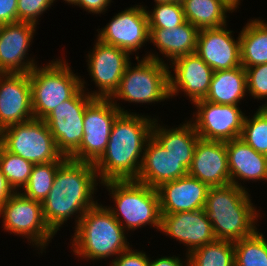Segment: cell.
Listing matches in <instances>:
<instances>
[{
  "label": "cell",
  "instance_id": "e575fe53",
  "mask_svg": "<svg viewBox=\"0 0 267 266\" xmlns=\"http://www.w3.org/2000/svg\"><path fill=\"white\" fill-rule=\"evenodd\" d=\"M247 81V95L250 99L259 101L260 106L267 108V63L245 68ZM264 99V100H263Z\"/></svg>",
  "mask_w": 267,
  "mask_h": 266
},
{
  "label": "cell",
  "instance_id": "74e56055",
  "mask_svg": "<svg viewBox=\"0 0 267 266\" xmlns=\"http://www.w3.org/2000/svg\"><path fill=\"white\" fill-rule=\"evenodd\" d=\"M114 2L113 0H77L74 7H78L83 11L88 12V14L92 15H101L108 13V8L111 5V3Z\"/></svg>",
  "mask_w": 267,
  "mask_h": 266
},
{
  "label": "cell",
  "instance_id": "603a6c76",
  "mask_svg": "<svg viewBox=\"0 0 267 266\" xmlns=\"http://www.w3.org/2000/svg\"><path fill=\"white\" fill-rule=\"evenodd\" d=\"M188 175V169L180 160L167 152L151 136L145 146L139 173L135 181L154 189L165 182H170Z\"/></svg>",
  "mask_w": 267,
  "mask_h": 266
},
{
  "label": "cell",
  "instance_id": "3957f363",
  "mask_svg": "<svg viewBox=\"0 0 267 266\" xmlns=\"http://www.w3.org/2000/svg\"><path fill=\"white\" fill-rule=\"evenodd\" d=\"M249 192L234 184L210 187L204 211L217 240L235 242L258 229L263 210Z\"/></svg>",
  "mask_w": 267,
  "mask_h": 266
},
{
  "label": "cell",
  "instance_id": "f546056e",
  "mask_svg": "<svg viewBox=\"0 0 267 266\" xmlns=\"http://www.w3.org/2000/svg\"><path fill=\"white\" fill-rule=\"evenodd\" d=\"M260 231L234 242L235 266H267V237Z\"/></svg>",
  "mask_w": 267,
  "mask_h": 266
},
{
  "label": "cell",
  "instance_id": "52a82bcc",
  "mask_svg": "<svg viewBox=\"0 0 267 266\" xmlns=\"http://www.w3.org/2000/svg\"><path fill=\"white\" fill-rule=\"evenodd\" d=\"M134 60H137V63L134 64L131 61L126 66L119 88L110 98L122 113L139 112L125 110V107L119 102L120 100L124 103L144 104V106L170 100L168 64L142 57Z\"/></svg>",
  "mask_w": 267,
  "mask_h": 266
},
{
  "label": "cell",
  "instance_id": "d6986e66",
  "mask_svg": "<svg viewBox=\"0 0 267 266\" xmlns=\"http://www.w3.org/2000/svg\"><path fill=\"white\" fill-rule=\"evenodd\" d=\"M33 118L29 73L0 74V131Z\"/></svg>",
  "mask_w": 267,
  "mask_h": 266
},
{
  "label": "cell",
  "instance_id": "e0dca14e",
  "mask_svg": "<svg viewBox=\"0 0 267 266\" xmlns=\"http://www.w3.org/2000/svg\"><path fill=\"white\" fill-rule=\"evenodd\" d=\"M160 233L171 240L182 243L186 254L216 241L212 224L208 221L204 209L161 214ZM173 238V239H172Z\"/></svg>",
  "mask_w": 267,
  "mask_h": 266
},
{
  "label": "cell",
  "instance_id": "5b68a950",
  "mask_svg": "<svg viewBox=\"0 0 267 266\" xmlns=\"http://www.w3.org/2000/svg\"><path fill=\"white\" fill-rule=\"evenodd\" d=\"M102 188L114 203L106 208L127 233L145 226L160 231L162 215L156 189L135 180L106 181L101 183Z\"/></svg>",
  "mask_w": 267,
  "mask_h": 266
},
{
  "label": "cell",
  "instance_id": "ba28073f",
  "mask_svg": "<svg viewBox=\"0 0 267 266\" xmlns=\"http://www.w3.org/2000/svg\"><path fill=\"white\" fill-rule=\"evenodd\" d=\"M2 230L25 239L28 245L36 250V254L46 253V248L56 236L47 226L42 203L15 192L8 201L0 207Z\"/></svg>",
  "mask_w": 267,
  "mask_h": 266
},
{
  "label": "cell",
  "instance_id": "60d3db41",
  "mask_svg": "<svg viewBox=\"0 0 267 266\" xmlns=\"http://www.w3.org/2000/svg\"><path fill=\"white\" fill-rule=\"evenodd\" d=\"M15 193L0 168V207Z\"/></svg>",
  "mask_w": 267,
  "mask_h": 266
},
{
  "label": "cell",
  "instance_id": "7a4b0ae2",
  "mask_svg": "<svg viewBox=\"0 0 267 266\" xmlns=\"http://www.w3.org/2000/svg\"><path fill=\"white\" fill-rule=\"evenodd\" d=\"M121 113L113 123L105 153L94 164L101 183L135 180L155 118L150 113Z\"/></svg>",
  "mask_w": 267,
  "mask_h": 266
},
{
  "label": "cell",
  "instance_id": "277c9868",
  "mask_svg": "<svg viewBox=\"0 0 267 266\" xmlns=\"http://www.w3.org/2000/svg\"><path fill=\"white\" fill-rule=\"evenodd\" d=\"M128 233L105 204L99 203L81 217L70 236L72 255L86 262L114 260L131 245ZM72 240V241H71ZM113 257V258H112Z\"/></svg>",
  "mask_w": 267,
  "mask_h": 266
},
{
  "label": "cell",
  "instance_id": "8fae6325",
  "mask_svg": "<svg viewBox=\"0 0 267 266\" xmlns=\"http://www.w3.org/2000/svg\"><path fill=\"white\" fill-rule=\"evenodd\" d=\"M122 112L110 98H94L84 112V135L69 159L95 164L105 153L114 121Z\"/></svg>",
  "mask_w": 267,
  "mask_h": 266
},
{
  "label": "cell",
  "instance_id": "cb8c5ba5",
  "mask_svg": "<svg viewBox=\"0 0 267 266\" xmlns=\"http://www.w3.org/2000/svg\"><path fill=\"white\" fill-rule=\"evenodd\" d=\"M226 150L231 184L250 191L244 183L267 181V155L258 153L241 138L227 141Z\"/></svg>",
  "mask_w": 267,
  "mask_h": 266
},
{
  "label": "cell",
  "instance_id": "ee69618b",
  "mask_svg": "<svg viewBox=\"0 0 267 266\" xmlns=\"http://www.w3.org/2000/svg\"><path fill=\"white\" fill-rule=\"evenodd\" d=\"M174 1H181V0H154V4L155 3L174 2Z\"/></svg>",
  "mask_w": 267,
  "mask_h": 266
},
{
  "label": "cell",
  "instance_id": "4fadbf2b",
  "mask_svg": "<svg viewBox=\"0 0 267 266\" xmlns=\"http://www.w3.org/2000/svg\"><path fill=\"white\" fill-rule=\"evenodd\" d=\"M118 12L105 26L96 30L98 34L95 36L103 43L121 48L132 57L135 54L133 58H141L139 51L147 46V42L150 44L146 10L140 3Z\"/></svg>",
  "mask_w": 267,
  "mask_h": 266
},
{
  "label": "cell",
  "instance_id": "2e32d148",
  "mask_svg": "<svg viewBox=\"0 0 267 266\" xmlns=\"http://www.w3.org/2000/svg\"><path fill=\"white\" fill-rule=\"evenodd\" d=\"M168 69L171 101L179 94H184L191 104L206 97L214 70L197 53L177 57L168 64Z\"/></svg>",
  "mask_w": 267,
  "mask_h": 266
},
{
  "label": "cell",
  "instance_id": "5bb4252c",
  "mask_svg": "<svg viewBox=\"0 0 267 266\" xmlns=\"http://www.w3.org/2000/svg\"><path fill=\"white\" fill-rule=\"evenodd\" d=\"M195 109L189 120L200 138L227 142L240 138L246 110L239 105H223L200 99L192 104Z\"/></svg>",
  "mask_w": 267,
  "mask_h": 266
},
{
  "label": "cell",
  "instance_id": "ac0fdd59",
  "mask_svg": "<svg viewBox=\"0 0 267 266\" xmlns=\"http://www.w3.org/2000/svg\"><path fill=\"white\" fill-rule=\"evenodd\" d=\"M228 23L218 28L201 29L197 35L196 52L214 72L241 66L240 37L228 29Z\"/></svg>",
  "mask_w": 267,
  "mask_h": 266
},
{
  "label": "cell",
  "instance_id": "9c48e42d",
  "mask_svg": "<svg viewBox=\"0 0 267 266\" xmlns=\"http://www.w3.org/2000/svg\"><path fill=\"white\" fill-rule=\"evenodd\" d=\"M1 146L33 164L65 161L49 127L42 119L14 124L1 130Z\"/></svg>",
  "mask_w": 267,
  "mask_h": 266
},
{
  "label": "cell",
  "instance_id": "b9f144b4",
  "mask_svg": "<svg viewBox=\"0 0 267 266\" xmlns=\"http://www.w3.org/2000/svg\"><path fill=\"white\" fill-rule=\"evenodd\" d=\"M230 7H232L236 13V11L240 8L239 6H241L240 3H242V0H224Z\"/></svg>",
  "mask_w": 267,
  "mask_h": 266
},
{
  "label": "cell",
  "instance_id": "ab89813d",
  "mask_svg": "<svg viewBox=\"0 0 267 266\" xmlns=\"http://www.w3.org/2000/svg\"><path fill=\"white\" fill-rule=\"evenodd\" d=\"M185 254V258H184ZM183 258V259H182ZM183 260V261H182ZM149 266H189V258L188 254L183 253V257H180L177 255H171V256H163L160 257H150V263Z\"/></svg>",
  "mask_w": 267,
  "mask_h": 266
},
{
  "label": "cell",
  "instance_id": "7bdbcfd3",
  "mask_svg": "<svg viewBox=\"0 0 267 266\" xmlns=\"http://www.w3.org/2000/svg\"><path fill=\"white\" fill-rule=\"evenodd\" d=\"M57 2V0H54V3ZM62 2L67 3V5L74 6L77 2V0H62Z\"/></svg>",
  "mask_w": 267,
  "mask_h": 266
},
{
  "label": "cell",
  "instance_id": "6da1fadb",
  "mask_svg": "<svg viewBox=\"0 0 267 266\" xmlns=\"http://www.w3.org/2000/svg\"><path fill=\"white\" fill-rule=\"evenodd\" d=\"M98 187L101 182L94 164L67 158L58 167L53 186L42 202L43 217L50 230L56 235L72 219L75 228L86 211L99 203L95 195Z\"/></svg>",
  "mask_w": 267,
  "mask_h": 266
},
{
  "label": "cell",
  "instance_id": "1f68e13d",
  "mask_svg": "<svg viewBox=\"0 0 267 266\" xmlns=\"http://www.w3.org/2000/svg\"><path fill=\"white\" fill-rule=\"evenodd\" d=\"M252 113L245 116L240 138L258 153L267 155V108L256 107Z\"/></svg>",
  "mask_w": 267,
  "mask_h": 266
},
{
  "label": "cell",
  "instance_id": "83f0119b",
  "mask_svg": "<svg viewBox=\"0 0 267 266\" xmlns=\"http://www.w3.org/2000/svg\"><path fill=\"white\" fill-rule=\"evenodd\" d=\"M181 3L186 21L198 30L226 25L228 15L235 11L224 0H181Z\"/></svg>",
  "mask_w": 267,
  "mask_h": 266
},
{
  "label": "cell",
  "instance_id": "8d00e7d4",
  "mask_svg": "<svg viewBox=\"0 0 267 266\" xmlns=\"http://www.w3.org/2000/svg\"><path fill=\"white\" fill-rule=\"evenodd\" d=\"M132 246L106 264L109 266H149L150 256L143 250L135 249Z\"/></svg>",
  "mask_w": 267,
  "mask_h": 266
},
{
  "label": "cell",
  "instance_id": "9a60e30c",
  "mask_svg": "<svg viewBox=\"0 0 267 266\" xmlns=\"http://www.w3.org/2000/svg\"><path fill=\"white\" fill-rule=\"evenodd\" d=\"M37 27L28 22L0 25V74H27L39 64L28 53Z\"/></svg>",
  "mask_w": 267,
  "mask_h": 266
},
{
  "label": "cell",
  "instance_id": "7c38bea8",
  "mask_svg": "<svg viewBox=\"0 0 267 266\" xmlns=\"http://www.w3.org/2000/svg\"><path fill=\"white\" fill-rule=\"evenodd\" d=\"M93 99L81 88L71 99L60 103L43 119L58 151L67 158L79 148L83 140L84 112Z\"/></svg>",
  "mask_w": 267,
  "mask_h": 266
},
{
  "label": "cell",
  "instance_id": "7402d4cb",
  "mask_svg": "<svg viewBox=\"0 0 267 266\" xmlns=\"http://www.w3.org/2000/svg\"><path fill=\"white\" fill-rule=\"evenodd\" d=\"M149 30V43H152V48L158 52L150 48L144 56L142 55V58H150L169 64L177 57L196 52L199 30L188 21L173 29L149 28Z\"/></svg>",
  "mask_w": 267,
  "mask_h": 266
},
{
  "label": "cell",
  "instance_id": "484cf974",
  "mask_svg": "<svg viewBox=\"0 0 267 266\" xmlns=\"http://www.w3.org/2000/svg\"><path fill=\"white\" fill-rule=\"evenodd\" d=\"M246 70L239 66L230 70H219L213 73L209 91L205 100L223 105H241L246 101Z\"/></svg>",
  "mask_w": 267,
  "mask_h": 266
},
{
  "label": "cell",
  "instance_id": "30bf717a",
  "mask_svg": "<svg viewBox=\"0 0 267 266\" xmlns=\"http://www.w3.org/2000/svg\"><path fill=\"white\" fill-rule=\"evenodd\" d=\"M93 48L86 54L87 72L96 90H88L89 84L81 77L82 89L94 98H111L120 85L126 66L133 61L131 55L96 38ZM131 59V60H130Z\"/></svg>",
  "mask_w": 267,
  "mask_h": 266
},
{
  "label": "cell",
  "instance_id": "d4e9b609",
  "mask_svg": "<svg viewBox=\"0 0 267 266\" xmlns=\"http://www.w3.org/2000/svg\"><path fill=\"white\" fill-rule=\"evenodd\" d=\"M161 118H155L152 127V136L167 150L168 153L180 160L188 170L191 166L194 149L200 138L193 123L188 119L178 127L163 124Z\"/></svg>",
  "mask_w": 267,
  "mask_h": 266
},
{
  "label": "cell",
  "instance_id": "ffe728a7",
  "mask_svg": "<svg viewBox=\"0 0 267 266\" xmlns=\"http://www.w3.org/2000/svg\"><path fill=\"white\" fill-rule=\"evenodd\" d=\"M188 175L210 187L231 184L226 142L199 138Z\"/></svg>",
  "mask_w": 267,
  "mask_h": 266
},
{
  "label": "cell",
  "instance_id": "d6a6232c",
  "mask_svg": "<svg viewBox=\"0 0 267 266\" xmlns=\"http://www.w3.org/2000/svg\"><path fill=\"white\" fill-rule=\"evenodd\" d=\"M34 164L21 156L14 155L0 145V168L15 192L27 184Z\"/></svg>",
  "mask_w": 267,
  "mask_h": 266
},
{
  "label": "cell",
  "instance_id": "44dd1931",
  "mask_svg": "<svg viewBox=\"0 0 267 266\" xmlns=\"http://www.w3.org/2000/svg\"><path fill=\"white\" fill-rule=\"evenodd\" d=\"M210 186L186 175L156 188L161 214L189 212L205 208Z\"/></svg>",
  "mask_w": 267,
  "mask_h": 266
},
{
  "label": "cell",
  "instance_id": "4316f807",
  "mask_svg": "<svg viewBox=\"0 0 267 266\" xmlns=\"http://www.w3.org/2000/svg\"><path fill=\"white\" fill-rule=\"evenodd\" d=\"M261 18V19H260ZM262 17L251 18L239 31L241 66L267 63V22Z\"/></svg>",
  "mask_w": 267,
  "mask_h": 266
},
{
  "label": "cell",
  "instance_id": "8992f818",
  "mask_svg": "<svg viewBox=\"0 0 267 266\" xmlns=\"http://www.w3.org/2000/svg\"><path fill=\"white\" fill-rule=\"evenodd\" d=\"M64 54L46 64H38L29 72L35 119L43 120L56 106L71 99L82 88L81 76L72 69Z\"/></svg>",
  "mask_w": 267,
  "mask_h": 266
},
{
  "label": "cell",
  "instance_id": "f35d334b",
  "mask_svg": "<svg viewBox=\"0 0 267 266\" xmlns=\"http://www.w3.org/2000/svg\"><path fill=\"white\" fill-rule=\"evenodd\" d=\"M18 0H0V25L17 22Z\"/></svg>",
  "mask_w": 267,
  "mask_h": 266
},
{
  "label": "cell",
  "instance_id": "836d02e7",
  "mask_svg": "<svg viewBox=\"0 0 267 266\" xmlns=\"http://www.w3.org/2000/svg\"><path fill=\"white\" fill-rule=\"evenodd\" d=\"M141 5L146 10L149 28L173 29L186 22L181 1L155 3L151 10Z\"/></svg>",
  "mask_w": 267,
  "mask_h": 266
},
{
  "label": "cell",
  "instance_id": "4dcf8cb0",
  "mask_svg": "<svg viewBox=\"0 0 267 266\" xmlns=\"http://www.w3.org/2000/svg\"><path fill=\"white\" fill-rule=\"evenodd\" d=\"M63 162L34 164L29 180L20 192L24 196L42 203L53 186L58 167Z\"/></svg>",
  "mask_w": 267,
  "mask_h": 266
},
{
  "label": "cell",
  "instance_id": "f1b7e54d",
  "mask_svg": "<svg viewBox=\"0 0 267 266\" xmlns=\"http://www.w3.org/2000/svg\"><path fill=\"white\" fill-rule=\"evenodd\" d=\"M189 266H235L234 242L216 240L193 250Z\"/></svg>",
  "mask_w": 267,
  "mask_h": 266
},
{
  "label": "cell",
  "instance_id": "d590c367",
  "mask_svg": "<svg viewBox=\"0 0 267 266\" xmlns=\"http://www.w3.org/2000/svg\"><path fill=\"white\" fill-rule=\"evenodd\" d=\"M54 5V0H18L17 22L40 25V18Z\"/></svg>",
  "mask_w": 267,
  "mask_h": 266
}]
</instances>
